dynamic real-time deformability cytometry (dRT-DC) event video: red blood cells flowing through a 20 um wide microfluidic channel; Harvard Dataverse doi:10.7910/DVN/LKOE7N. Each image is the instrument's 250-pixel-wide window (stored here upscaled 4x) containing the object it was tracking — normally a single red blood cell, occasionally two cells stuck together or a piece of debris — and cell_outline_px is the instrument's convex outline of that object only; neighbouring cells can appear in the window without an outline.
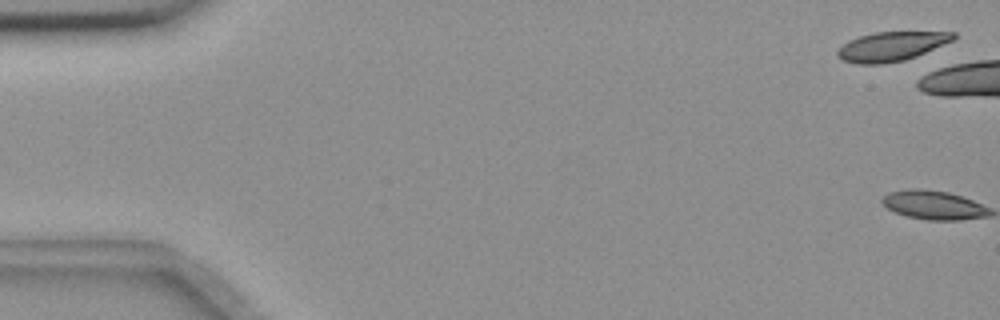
{"species": "common noctule bat (a hibernating species)", "species_latin": "Nyctalus noctula", "temperature_condition": "room temperature", "stored_images_in_passage": 3, "camera_frame_rate_fps": 3000, "um_per_image_px": 0.085, "animal": {"sex": "female", "body_mass_g": 18.4}, "frame": {"image": 1, "passage_image": 2, "time_ms": 0.333, "image_size_px": [1000, 320], "cell_outline_px": [[956, 36], [952, 40], [916, 56], [904, 60], [880, 64], [856, 64], [844, 60], [836, 56], [836, 52], [848, 40], [860, 36], [876, 32], [956, 32]], "centroid_in_image_um": [75.73, 3.94], "position_along_channel_um": 9.3, "area_um2": 19.48}}